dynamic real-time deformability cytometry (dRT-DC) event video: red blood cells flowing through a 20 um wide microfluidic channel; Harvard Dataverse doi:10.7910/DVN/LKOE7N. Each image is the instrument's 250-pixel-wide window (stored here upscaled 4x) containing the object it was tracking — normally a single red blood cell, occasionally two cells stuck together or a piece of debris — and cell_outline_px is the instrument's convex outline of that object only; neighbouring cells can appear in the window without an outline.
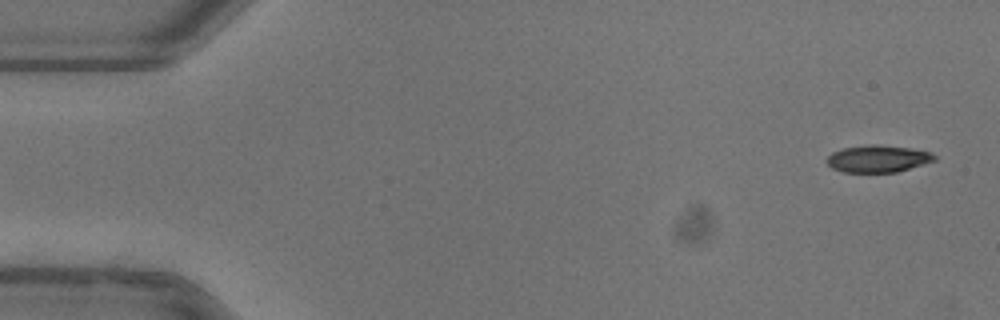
{"species": "common noctule bat (a hibernating species)", "species_latin": "Nyctalus noctula", "temperature_condition": "warm", "stored_images_in_passage": 51, "camera_frame_rate_fps": 3000, "um_per_image_px": 0.085, "animal": {"sex": "female"}, "frame": {"image": 1, "passage_image": 1, "time_ms": 0.0, "image_size_px": [1000, 320], "cell_outline_px": [[936, 160], [896, 172], [844, 172], [832, 168], [828, 164], [828, 156], [832, 152], [844, 148], [872, 144], [876, 144], [908, 148], [932, 152], [936, 156]], "centroid_in_image_um": [74.63, 13.49], "position_along_channel_um": 10.4, "area_um2": 16.76}}
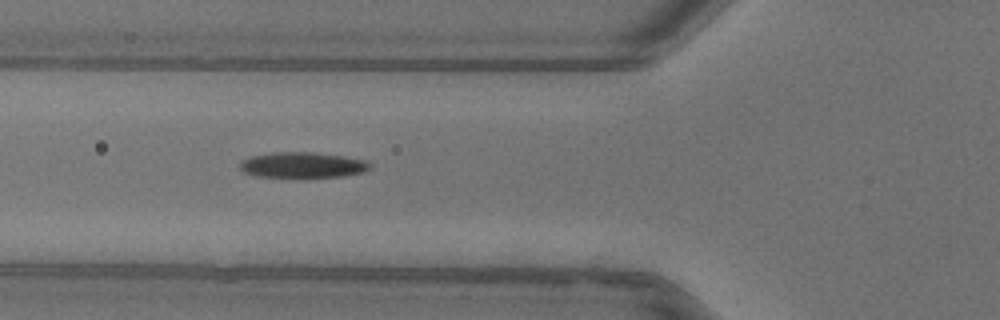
{"frame": {"image": 2, "passage_image": 18, "time_ms": 5.667, "image_size_px": [1000, 320], "cell_outline_px": [[372, 168], [364, 172], [340, 176], [256, 176], [244, 172], [240, 168], [240, 160], [252, 156], [272, 152], [312, 152], [344, 156], [364, 160], [372, 164]], "centroid_in_image_um": [25.73, 14.0], "position_along_channel_um": 100.1, "area_um2": 19.13}}
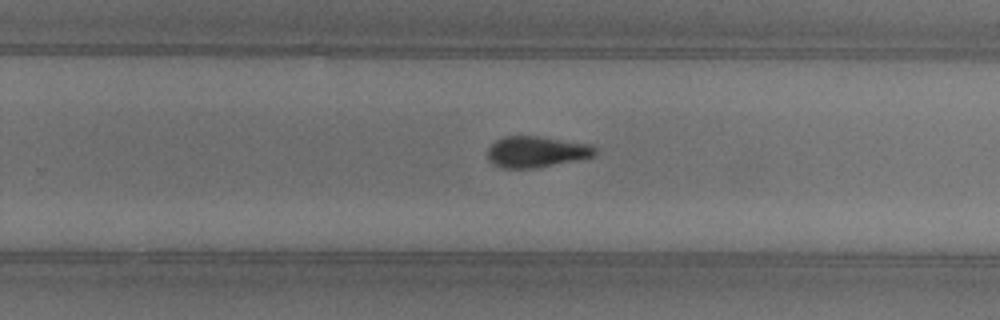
{"frame": {"image": 3, "passage_image": 32, "time_ms": 10.333, "image_size_px": [1000, 320], "cell_outline_px": [[596, 156], [580, 160], [536, 168], [500, 168], [492, 164], [488, 160], [488, 148], [496, 140], [504, 136], [536, 136], [592, 144], [596, 148]], "centroid_in_image_um": [45.61, 12.91], "position_along_channel_um": 284.2, "area_um2": 19.77}, "authors_computed_cell_mechanics": {"area_um2": 19.074, "velocity_mm_per_s": 3.9465, "shape_relaxation_time_tau1_ms": 5.1864, "shape_relaxation_time_tau2_ms": 8.2014, "deformation_change_tau1": 0.2042, "deformation_change_tau2": 0.1534}}